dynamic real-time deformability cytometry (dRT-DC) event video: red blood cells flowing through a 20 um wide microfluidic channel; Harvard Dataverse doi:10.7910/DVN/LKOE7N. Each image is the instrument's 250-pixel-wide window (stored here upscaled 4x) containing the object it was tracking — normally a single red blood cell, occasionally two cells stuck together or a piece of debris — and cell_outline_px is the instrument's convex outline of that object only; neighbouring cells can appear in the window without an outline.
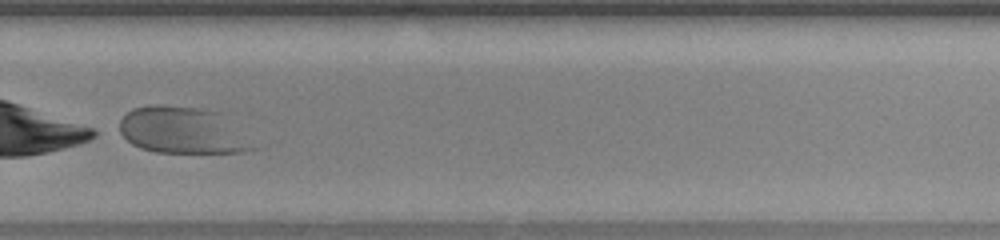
{"species": "human", "species_latin": "Homo sapiens", "temperature_condition": "warm", "stored_images_in_passage": 34, "camera_frame_rate_fps": 3000, "um_per_image_px": 0.085, "donor": {"sex": "female"}, "frame": {"image": 1, "passage_image": 20, "time_ms": 6.333, "image_size_px": [1000, 240], "cell_outline_px": [[268, 144], [264, 148], [244, 152], [156, 152], [140, 148], [132, 144], [120, 132], [120, 120], [132, 108], [148, 104], [160, 104], [208, 108], [232, 112]], "centroid_in_image_um": [15.97, 11.05], "position_along_channel_um": 313.8, "area_um2": 40.0}}